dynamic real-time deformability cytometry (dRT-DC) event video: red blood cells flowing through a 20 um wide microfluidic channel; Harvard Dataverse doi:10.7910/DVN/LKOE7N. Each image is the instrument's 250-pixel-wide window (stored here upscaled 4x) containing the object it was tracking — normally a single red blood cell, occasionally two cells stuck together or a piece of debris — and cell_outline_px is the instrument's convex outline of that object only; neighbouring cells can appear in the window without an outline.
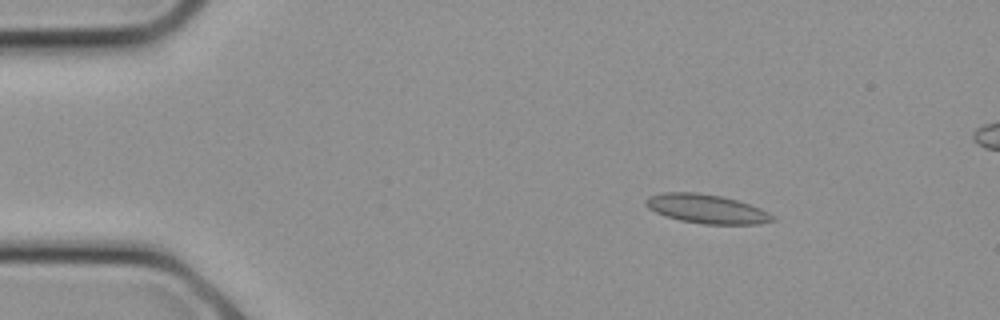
{"species": "common noctule bat (a hibernating species)", "species_latin": "Nyctalus noctula", "temperature_condition": "cold", "stored_images_in_passage": 13, "camera_frame_rate_fps": 3000, "um_per_image_px": 0.085, "animal": {"sex": "female", "body_mass_g": 21.9}, "frame": {"image": 1, "passage_image": 3, "time_ms": 0.667, "image_size_px": [1000, 320], "cell_outline_px": [[776, 220], [760, 224], [704, 224], [680, 220], [664, 216], [648, 208], [644, 204], [644, 200], [648, 196], [660, 192], [696, 192], [720, 196], [736, 200], [760, 208], [776, 216]], "centroid_in_image_um": [60.04, 17.75], "position_along_channel_um": 25.0, "area_um2": 21.56}}
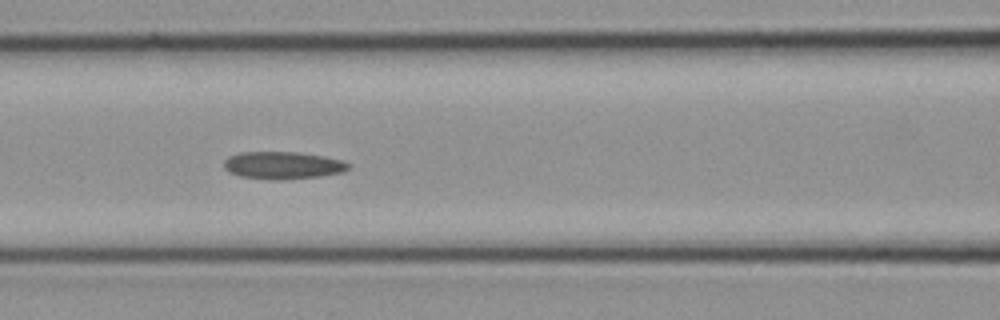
{"frame": {"image": 2, "passage_image": 10, "time_ms": 3.0, "image_size_px": [1000, 320], "cell_outline_px": [[352, 168], [344, 172], [320, 176], [280, 180], [276, 180], [240, 176], [228, 172], [224, 168], [224, 160], [228, 156], [240, 152], [296, 152], [324, 156], [344, 160], [352, 164]], "centroid_in_image_um": [24.09, 14.05], "position_along_channel_um": 142.5, "area_um2": 20.17}}
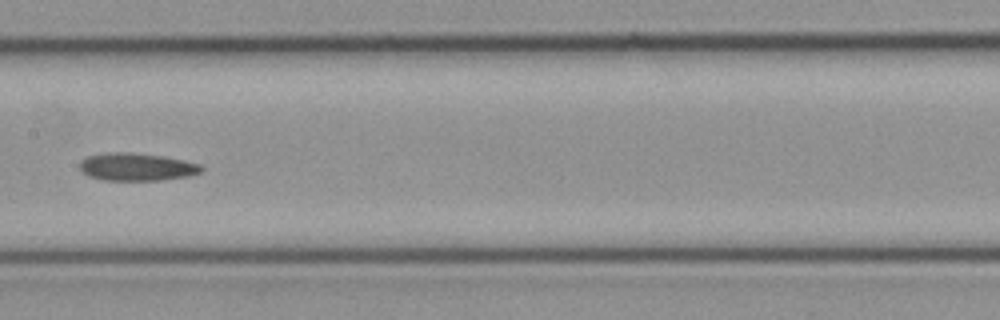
{"frame": {"image": 3, "passage_image": 12, "time_ms": 3.667, "image_size_px": [1000, 320], "cell_outline_px": [[204, 168], [200, 172], [188, 176], [160, 180], [104, 180], [88, 176], [80, 168], [80, 160], [88, 156], [104, 152], [132, 152], [164, 156], [184, 160], [200, 164]], "centroid_in_image_um": [11.61, 14.17], "position_along_channel_um": 195.8, "area_um2": 19.71}}